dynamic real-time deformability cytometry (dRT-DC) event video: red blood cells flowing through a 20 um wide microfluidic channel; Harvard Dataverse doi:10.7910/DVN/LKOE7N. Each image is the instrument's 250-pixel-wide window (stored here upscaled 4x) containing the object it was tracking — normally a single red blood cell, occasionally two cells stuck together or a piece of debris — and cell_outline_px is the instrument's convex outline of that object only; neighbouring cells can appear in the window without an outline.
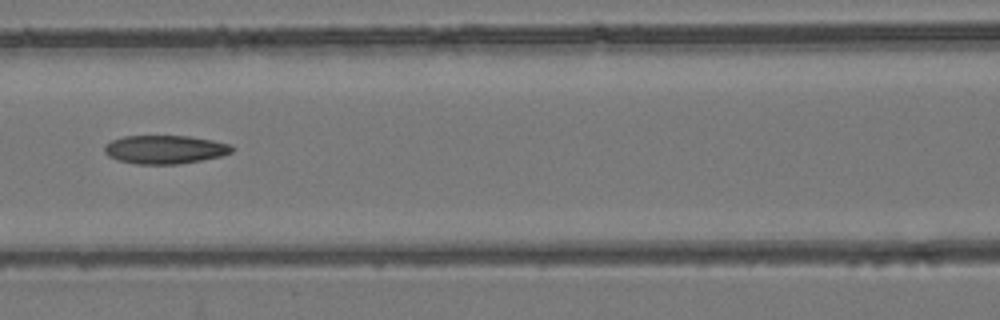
{"species": "common noctule bat (a hibernating species)", "species_latin": "Nyctalus noctula", "temperature_condition": "room temperature", "stored_images_in_passage": 7, "camera_frame_rate_fps": 3000, "um_per_image_px": 0.085, "animal": {"sex": "female", "body_mass_g": 24.6, "forearm_length_mm": 56.2}, "frame": {"image": 1, "passage_image": 7, "time_ms": 2.0, "image_size_px": [1000, 320], "cell_outline_px": [[232, 152], [220, 156], [200, 160], [176, 164], [136, 164], [120, 160], [108, 156], [104, 152], [104, 148], [112, 140], [124, 136], [188, 136], [212, 140], [228, 144], [232, 148]], "centroid_in_image_um": [13.99, 12.7], "position_along_channel_um": 152.6, "area_um2": 20.81}}